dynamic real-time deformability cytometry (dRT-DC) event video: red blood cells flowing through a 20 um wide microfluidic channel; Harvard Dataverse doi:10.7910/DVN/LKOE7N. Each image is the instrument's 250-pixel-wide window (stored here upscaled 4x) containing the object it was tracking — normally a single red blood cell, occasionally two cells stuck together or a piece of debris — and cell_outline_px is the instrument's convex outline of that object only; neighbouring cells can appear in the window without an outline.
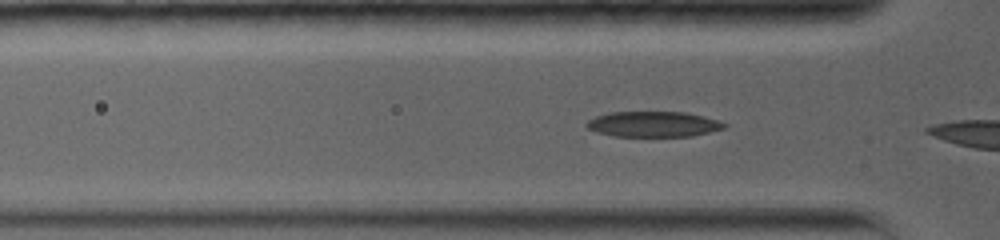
{"species": "common noctule bat (a hibernating species)", "species_latin": "Nyctalus noctula", "temperature_condition": "warm", "stored_images_in_passage": 3, "camera_frame_rate_fps": 5000, "um_per_image_px": 0.085, "animal": {"sex": "female", "body_mass_g": 19.0, "forearm_length_mm": 56.7}, "frame": {"image": 1, "passage_image": 2, "time_ms": 0.4, "image_size_px": [1000, 240], "cell_outline_px": [[728, 124], [724, 128], [692, 136], [616, 136], [596, 132], [588, 128], [584, 124], [588, 120], [596, 116], [608, 112], [688, 112], [704, 116]], "centroid_in_image_um": [55.52, 10.55], "position_along_channel_um": 70.3, "area_um2": 20.4}}